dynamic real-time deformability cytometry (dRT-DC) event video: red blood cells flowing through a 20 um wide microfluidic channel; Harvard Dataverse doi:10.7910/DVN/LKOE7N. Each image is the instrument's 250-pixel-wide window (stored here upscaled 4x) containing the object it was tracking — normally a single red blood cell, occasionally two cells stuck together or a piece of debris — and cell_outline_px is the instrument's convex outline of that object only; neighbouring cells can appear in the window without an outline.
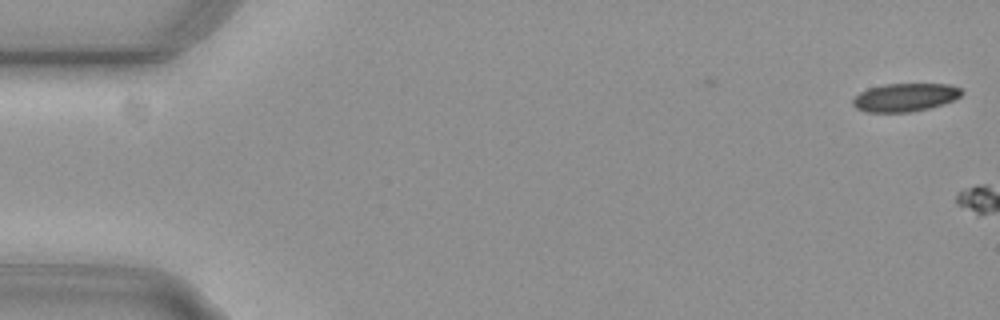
{"species": "common noctule bat (a hibernating species)", "species_latin": "Nyctalus noctula", "temperature_condition": "cold", "stored_images_in_passage": 2, "camera_frame_rate_fps": 3000, "um_per_image_px": 0.085, "animal": {"sex": "female", "body_mass_g": 29.2, "forearm_length_mm": 56.3}, "frame": {"image": 1, "passage_image": 1, "time_ms": 0.0, "image_size_px": [1000, 320], "cell_outline_px": [[964, 92], [960, 96], [952, 100], [928, 108], [912, 112], [868, 112], [856, 108], [852, 104], [852, 100], [860, 92], [868, 88], [884, 84], [948, 84], [960, 88]], "centroid_in_image_um": [76.9, 8.27], "position_along_channel_um": 8.1, "area_um2": 17.74}}